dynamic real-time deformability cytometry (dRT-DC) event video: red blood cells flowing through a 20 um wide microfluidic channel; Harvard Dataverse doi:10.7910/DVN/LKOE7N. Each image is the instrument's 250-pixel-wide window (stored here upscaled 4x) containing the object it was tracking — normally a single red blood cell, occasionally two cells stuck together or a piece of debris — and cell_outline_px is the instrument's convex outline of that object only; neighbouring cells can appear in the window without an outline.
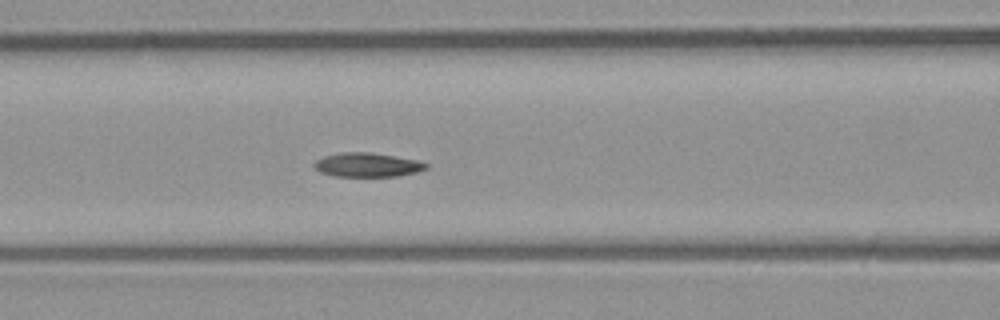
{"species": "common noctule bat (a hibernating species)", "species_latin": "Nyctalus noctula", "temperature_condition": "room temperature", "stored_images_in_passage": 50, "camera_frame_rate_fps": 3000, "um_per_image_px": 0.085, "animal": {"sex": "male", "body_mass_g": 23.1, "forearm_length_mm": 52.7}, "frame": {"image": 1, "passage_image": 23, "time_ms": 7.333, "image_size_px": [1000, 320], "cell_outline_px": [[420, 168], [404, 172], [380, 176], [356, 176], [332, 172], [324, 168], [320, 164], [344, 156], [384, 156], [420, 164]], "centroid_in_image_um": [31.37, 14.09], "position_along_channel_um": 135.2, "area_um2": 10.69}}
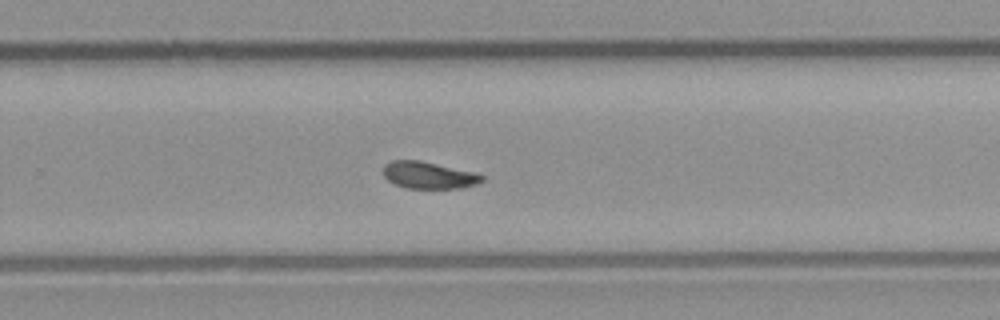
{"frame": {"image": 2, "passage_image": 35, "time_ms": 11.333, "image_size_px": [1000, 320], "cell_outline_px": [[480, 176], [476, 180], [464, 184], [428, 188], [404, 184], [388, 176], [388, 168], [404, 164], [428, 164]], "centroid_in_image_um": [36.48, 14.94], "position_along_channel_um": 293.3, "area_um2": 10.87}}